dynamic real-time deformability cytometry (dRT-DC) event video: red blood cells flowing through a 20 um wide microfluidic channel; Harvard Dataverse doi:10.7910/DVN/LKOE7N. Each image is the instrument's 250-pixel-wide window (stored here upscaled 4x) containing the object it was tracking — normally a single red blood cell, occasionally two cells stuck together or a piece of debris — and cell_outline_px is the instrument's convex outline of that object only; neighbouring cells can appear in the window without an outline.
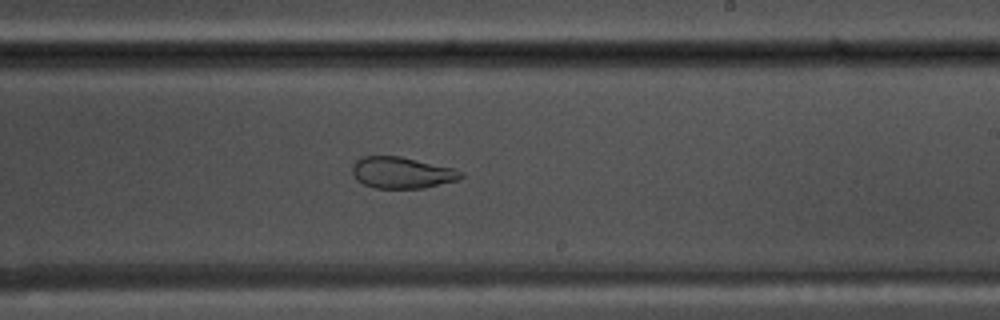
{"species": "common noctule bat (a hibernating species)", "species_latin": "Nyctalus noctula", "temperature_condition": "warm", "stored_images_in_passage": 44, "camera_frame_rate_fps": 3000, "um_per_image_px": 0.085, "animal": {"sex": "male", "body_mass_g": 17.5, "forearm_length_mm": 52.3}, "frame": {"image": 1, "passage_image": 23, "time_ms": 7.333, "image_size_px": [1000, 320], "cell_outline_px": [[464, 176], [460, 180], [424, 188], [376, 188], [364, 184], [356, 180], [352, 172], [352, 164], [360, 156], [400, 156], [456, 168], [464, 172]], "centroid_in_image_um": [34.19, 14.67], "position_along_channel_um": 254.8, "area_um2": 20.23}}
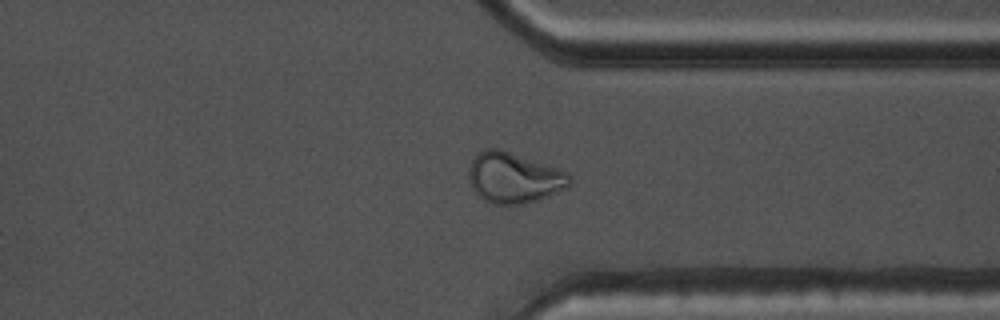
{"frame": {"image": 2, "passage_image": 32, "time_ms": 10.333, "image_size_px": [1000, 320], "cell_outline_px": [[572, 184], [568, 188], [548, 196], [524, 204], [492, 204], [484, 200], [472, 188], [468, 176], [468, 168], [472, 160], [484, 148], [500, 148], [560, 168], [568, 172], [572, 176]], "centroid_in_image_um": [43.72, 15.1], "position_along_channel_um": 367.7, "area_um2": 30.17}}
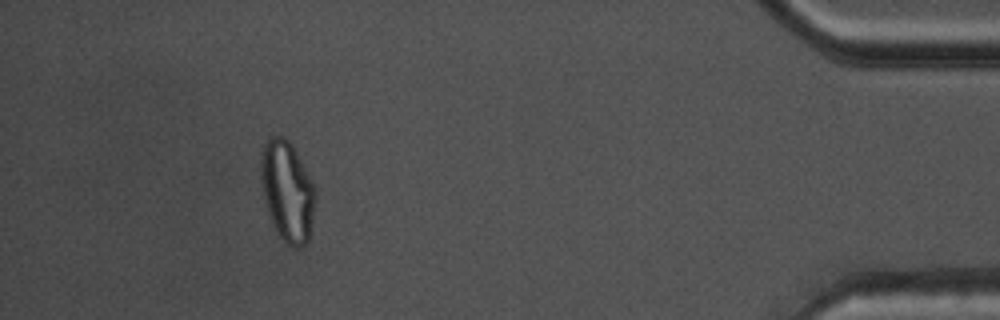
{"frame": {"image": 3, "passage_image": 40, "time_ms": 13.0, "image_size_px": [1000, 320], "cell_outline_px": [[316, 196], [312, 224], [308, 240], [300, 248], [296, 248], [288, 244], [280, 236], [272, 224], [268, 216], [264, 196], [260, 168], [260, 160], [264, 144], [268, 136], [284, 136], [292, 144], [312, 180], [316, 188]], "centroid_in_image_um": [24.43, 16.23], "position_along_channel_um": 410.8, "area_um2": 32.02}, "authors_computed_cell_mechanics": {"area_um2": 25.8655, "velocity_mm_per_s": 3.7755, "shape_relaxation_time_tau1_ms": null, "shape_relaxation_time_tau2_ms": 1.8778, "deformation_change_tau1": null, "deformation_change_tau2": 0.0754}}